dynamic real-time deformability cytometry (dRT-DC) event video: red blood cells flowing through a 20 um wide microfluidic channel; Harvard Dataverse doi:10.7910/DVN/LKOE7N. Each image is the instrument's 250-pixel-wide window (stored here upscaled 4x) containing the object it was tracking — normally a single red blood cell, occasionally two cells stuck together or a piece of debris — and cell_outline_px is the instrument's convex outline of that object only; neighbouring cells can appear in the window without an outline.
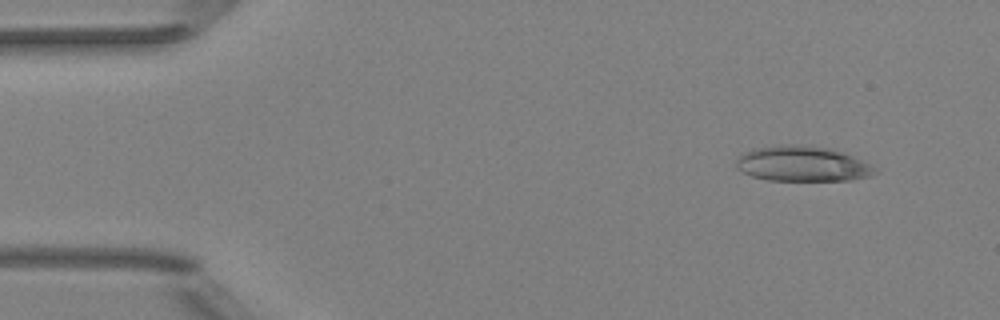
{"species": "Egyptian fruit bat (a non-hibernating species)", "species_latin": "Rousettus aegyptiacus", "temperature_condition": "room temperature", "stored_images_in_passage": 5, "camera_frame_rate_fps": 3000, "um_per_image_px": 0.085, "animal": {"sex": "female"}, "frame": {"image": 1, "passage_image": 2, "time_ms": 1.0, "image_size_px": [1000, 320], "cell_outline_px": [[880, 172], [872, 176], [848, 180], [768, 180], [752, 176], [736, 168], [736, 160], [744, 152], [752, 148], [784, 144], [804, 144], [828, 148], [844, 152], [876, 168]], "centroid_in_image_um": [68.2, 13.91], "position_along_channel_um": 16.8, "area_um2": 28.61}}
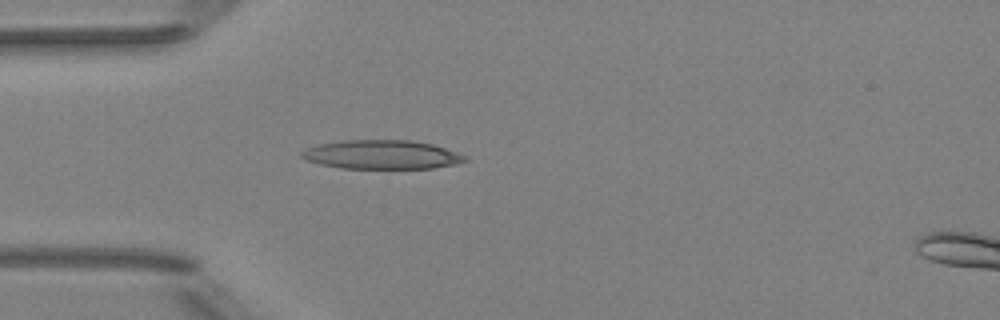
{"frame": {"image": 2, "passage_image": 5, "time_ms": 4.333, "image_size_px": [1000, 320], "cell_outline_px": [[468, 160], [456, 164], [432, 168], [340, 168], [320, 164], [308, 160], [300, 156], [300, 152], [304, 148], [316, 144], [344, 140], [412, 140], [432, 144], [468, 156]], "centroid_in_image_um": [32.42, 13.13], "position_along_channel_um": 52.6, "area_um2": 27.63}}